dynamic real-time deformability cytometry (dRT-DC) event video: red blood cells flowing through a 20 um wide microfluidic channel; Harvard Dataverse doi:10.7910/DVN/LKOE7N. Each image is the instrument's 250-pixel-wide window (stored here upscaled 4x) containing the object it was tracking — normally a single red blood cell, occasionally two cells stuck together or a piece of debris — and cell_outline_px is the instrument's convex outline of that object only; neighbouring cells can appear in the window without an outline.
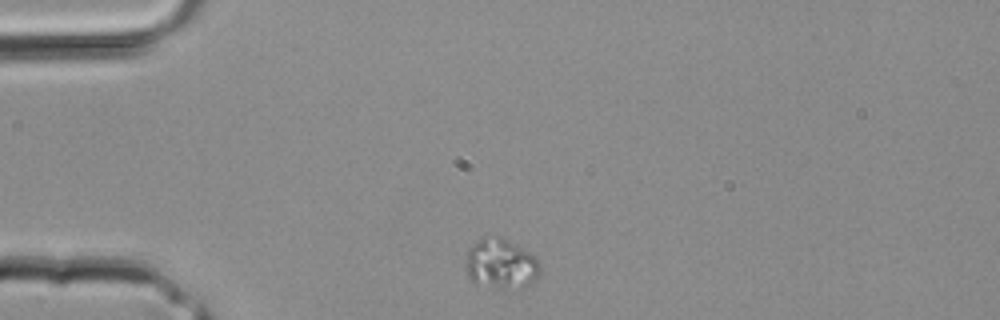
{"species": "common noctule bat (a hibernating species)", "species_latin": "Nyctalus noctula", "temperature_condition": "room temperature", "stored_images_in_passage": 1, "camera_frame_rate_fps": 3000, "um_per_image_px": 0.085, "animal": {"sex": "male", "body_mass_g": 20.4}, "frame": {"image": 1, "passage_image": 1, "time_ms": 0.0, "image_size_px": [1000, 320], "cell_outline_px": [[540, 272], [536, 280], [532, 284], [524, 288], [508, 292], [472, 280], [468, 276], [464, 264], [468, 248], [484, 236], [504, 236], [528, 252], [540, 264]], "centroid_in_image_um": [42.59, 22.45], "position_along_channel_um": 42.4, "area_um2": 22.25}}